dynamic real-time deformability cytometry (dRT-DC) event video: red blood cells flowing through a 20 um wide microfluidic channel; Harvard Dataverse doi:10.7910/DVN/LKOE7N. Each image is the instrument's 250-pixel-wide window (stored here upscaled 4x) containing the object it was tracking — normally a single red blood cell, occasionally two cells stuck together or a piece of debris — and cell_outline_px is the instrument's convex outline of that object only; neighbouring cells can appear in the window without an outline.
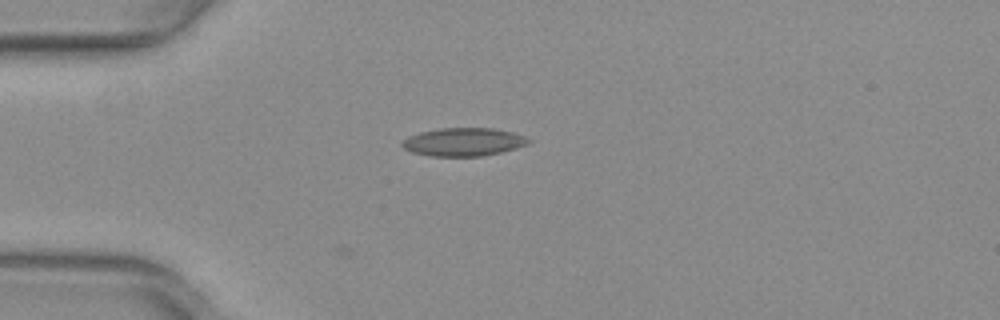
{"species": "common noctule bat (a hibernating species)", "species_latin": "Nyctalus noctula", "temperature_condition": "warm", "stored_images_in_passage": 4, "camera_frame_rate_fps": 3000, "um_per_image_px": 0.085, "animal": {"sex": "female", "body_mass_g": 29.2, "forearm_length_mm": 56.3}, "frame": {"image": 1, "passage_image": 1, "time_ms": 0.0, "image_size_px": [1000, 320], "cell_outline_px": [[532, 140], [528, 144], [516, 148], [500, 152], [480, 156], [432, 156], [412, 152], [404, 148], [400, 144], [408, 136], [420, 132], [440, 128], [492, 128], [512, 132], [524, 136]], "centroid_in_image_um": [39.39, 12.06], "position_along_channel_um": 45.6, "area_um2": 20.63}}